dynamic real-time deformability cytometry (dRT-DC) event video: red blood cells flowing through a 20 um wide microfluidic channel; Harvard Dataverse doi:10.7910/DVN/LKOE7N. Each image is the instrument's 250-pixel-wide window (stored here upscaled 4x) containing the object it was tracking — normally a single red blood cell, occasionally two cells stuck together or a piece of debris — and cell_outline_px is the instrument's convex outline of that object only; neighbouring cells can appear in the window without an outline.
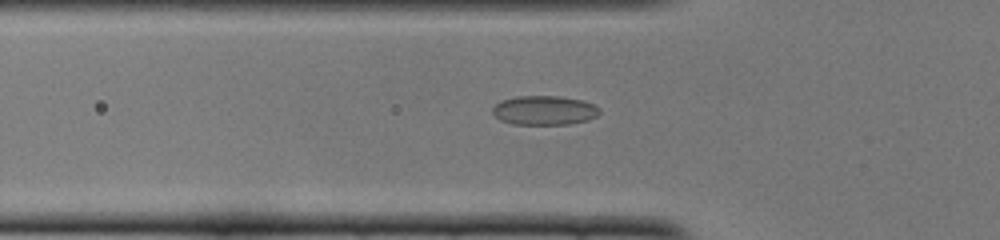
{"species": "common noctule bat (a hibernating species)", "species_latin": "Nyctalus noctula", "temperature_condition": "cold", "stored_images_in_passage": 40, "camera_frame_rate_fps": 3000, "um_per_image_px": 0.085, "animal": {"sex": "female", "body_mass_g": 22.0, "forearm_length_mm": 56.7}, "frame": {"image": 1, "passage_image": 6, "time_ms": 1.667, "image_size_px": [1000, 240], "cell_outline_px": [[600, 112], [596, 116], [588, 120], [568, 124], [512, 124], [500, 120], [492, 112], [492, 108], [500, 100], [516, 96], [560, 96], [584, 100], [600, 108]], "centroid_in_image_um": [46.26, 9.37], "position_along_channel_um": 79.5, "area_um2": 18.32}}
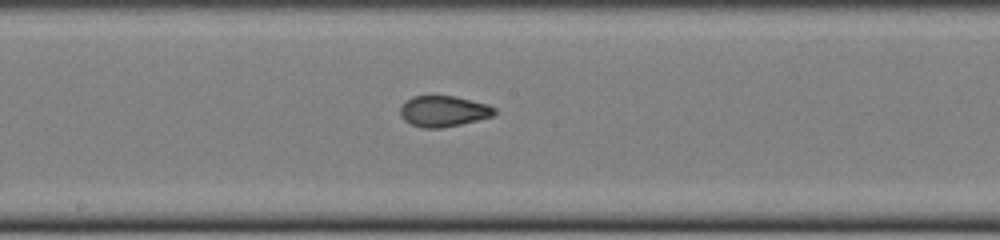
{"frame": {"image": 2, "passage_image": 16, "time_ms": 5.0, "image_size_px": [1000, 240], "cell_outline_px": [[496, 112], [492, 116], [460, 124], [440, 128], [420, 128], [404, 120], [400, 116], [400, 108], [404, 100], [412, 96], [456, 96], [488, 104], [496, 108]], "centroid_in_image_um": [37.67, 9.44], "position_along_channel_um": 210.5, "area_um2": 17.05}}
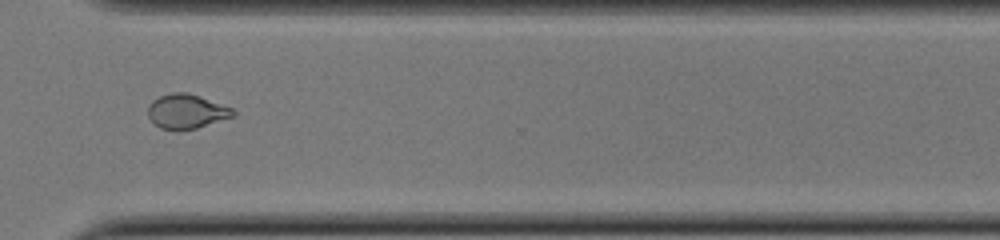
{"frame": {"image": 3, "passage_image": 27, "time_ms": 8.667, "image_size_px": [1000, 240], "cell_outline_px": [[236, 116], [196, 128], [180, 132], [176, 132], [160, 128], [148, 116], [148, 104], [152, 100], [160, 96], [172, 92], [188, 92], [200, 96], [232, 108], [236, 112]], "centroid_in_image_um": [15.85, 9.49], "position_along_channel_um": 354.8, "area_um2": 17.4}, "authors_computed_cell_mechanics": {"area_um2": 17.6868, "velocity_mm_per_s": 3.9199, "shape_relaxation_time_tau1_ms": null, "shape_relaxation_time_tau2_ms": 0.9118, "deformation_change_tau1": null, "deformation_change_tau2": 0.0545}}